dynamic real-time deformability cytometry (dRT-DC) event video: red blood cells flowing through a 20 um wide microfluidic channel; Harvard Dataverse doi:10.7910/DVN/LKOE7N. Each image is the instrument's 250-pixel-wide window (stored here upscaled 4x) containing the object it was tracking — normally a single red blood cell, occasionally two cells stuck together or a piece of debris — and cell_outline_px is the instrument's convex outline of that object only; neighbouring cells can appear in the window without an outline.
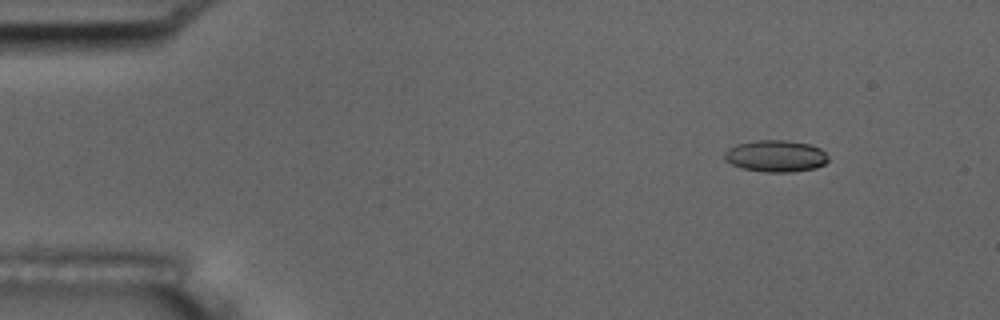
{"species": "common noctule bat (a hibernating species)", "species_latin": "Nyctalus noctula", "temperature_condition": "room temperature", "stored_images_in_passage": 5, "camera_frame_rate_fps": 3000, "um_per_image_px": 0.085, "animal": {"sex": "male", "body_mass_g": 17.5, "forearm_length_mm": 52.3}, "frame": {"image": 1, "passage_image": 2, "time_ms": 1.333, "image_size_px": [1000, 320], "cell_outline_px": [[828, 160], [824, 164], [816, 168], [792, 172], [768, 172], [744, 168], [732, 164], [724, 160], [724, 152], [728, 148], [736, 144], [756, 140], [784, 140], [808, 144], [820, 148], [828, 156]], "centroid_in_image_um": [65.93, 13.26], "position_along_channel_um": 19.1, "area_um2": 19.13}}
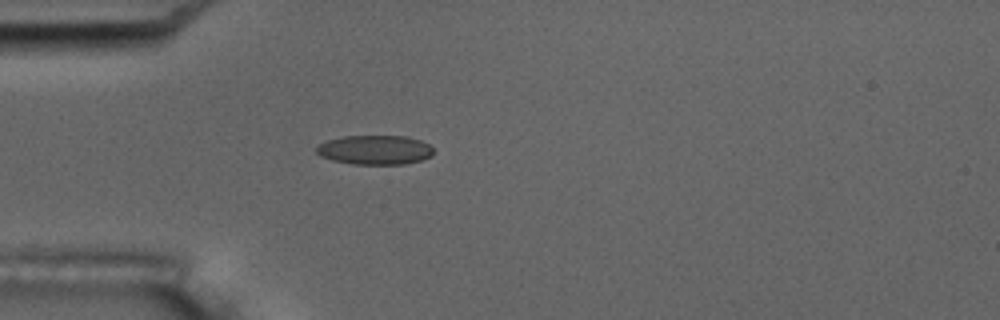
{"frame": {"image": 2, "passage_image": 5, "time_ms": 4.667, "image_size_px": [1000, 320], "cell_outline_px": [[432, 156], [420, 160], [404, 164], [352, 164], [332, 160], [320, 156], [316, 152], [316, 148], [320, 144], [328, 140], [344, 136], [408, 136], [420, 140], [428, 144], [432, 148]], "centroid_in_image_um": [31.86, 12.74], "position_along_channel_um": 53.1, "area_um2": 19.94}}